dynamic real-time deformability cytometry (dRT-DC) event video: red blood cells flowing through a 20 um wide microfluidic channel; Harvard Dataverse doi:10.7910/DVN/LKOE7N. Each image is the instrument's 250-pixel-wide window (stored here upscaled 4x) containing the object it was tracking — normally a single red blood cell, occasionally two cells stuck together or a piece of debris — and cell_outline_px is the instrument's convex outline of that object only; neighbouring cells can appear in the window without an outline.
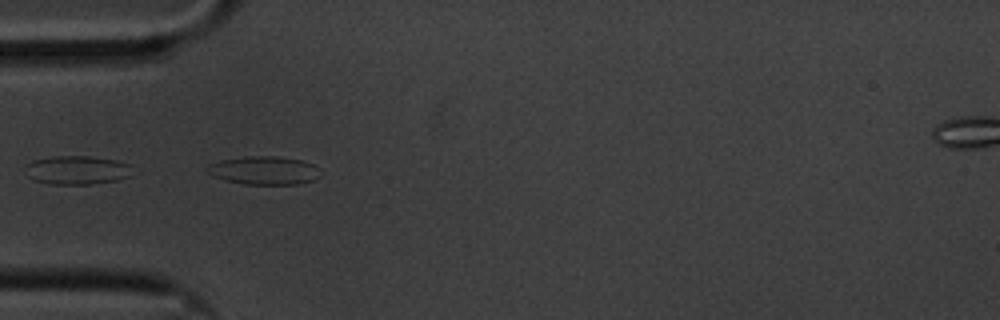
{"species": "common noctule bat (a hibernating species)", "species_latin": "Nyctalus noctula", "temperature_condition": "cold", "stored_images_in_passage": 38, "camera_frame_rate_fps": 3000, "um_per_image_px": 0.085, "animal": {"sex": "male", "body_mass_g": 20.1, "forearm_length_mm": 53.5}, "frame": {"image": 1, "passage_image": 11, "time_ms": 3.333, "image_size_px": [1000, 320], "cell_outline_px": [[320, 176], [316, 180], [296, 184], [244, 184], [224, 180], [212, 176], [208, 172], [208, 164], [220, 160], [248, 156], [276, 156], [300, 160], [312, 164], [320, 168]], "centroid_in_image_um": [22.46, 14.49], "position_along_channel_um": 62.5, "area_um2": 18.73}}
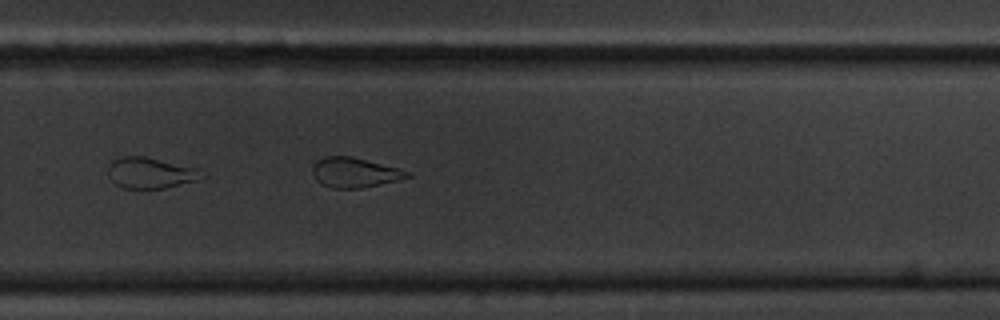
{"frame": {"image": 2, "passage_image": 32, "time_ms": 10.333, "image_size_px": [1000, 320], "cell_outline_px": [[412, 176], [396, 180], [360, 188], [332, 188], [320, 184], [316, 180], [312, 172], [312, 164], [316, 160], [324, 156], [352, 156], [400, 168], [412, 172]], "centroid_in_image_um": [30.12, 14.65], "position_along_channel_um": 299.7, "area_um2": 16.65}}
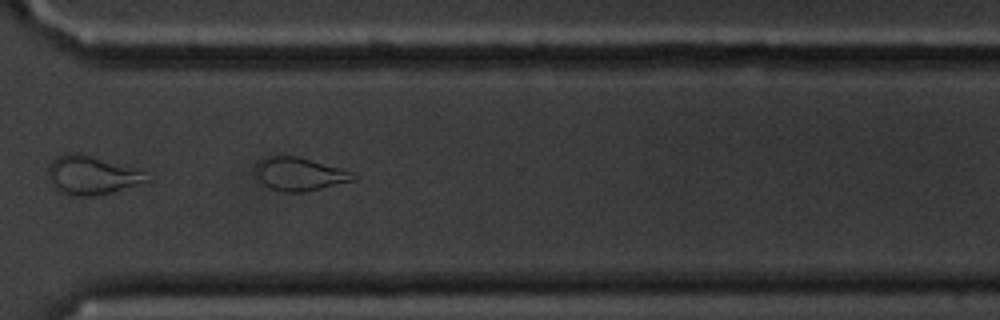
{"frame": {"image": 3, "passage_image": 36, "time_ms": 11.667, "image_size_px": [1000, 320], "cell_outline_px": [[360, 176], [356, 180], [304, 192], [284, 192], [272, 188], [264, 184], [256, 172], [256, 164], [260, 160], [272, 156], [296, 156], [340, 168], [352, 172]], "centroid_in_image_um": [25.52, 14.8], "position_along_channel_um": 345.1, "area_um2": 18.55}}